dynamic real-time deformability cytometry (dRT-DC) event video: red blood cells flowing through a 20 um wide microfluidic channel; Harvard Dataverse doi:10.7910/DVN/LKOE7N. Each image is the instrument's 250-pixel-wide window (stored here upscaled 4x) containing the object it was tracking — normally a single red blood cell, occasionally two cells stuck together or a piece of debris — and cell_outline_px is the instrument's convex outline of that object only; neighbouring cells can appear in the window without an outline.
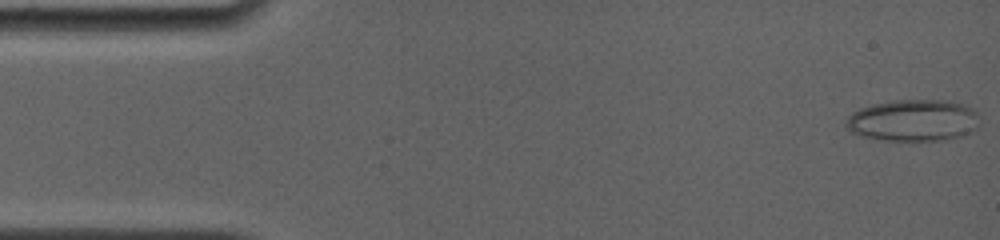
{"species": "common noctule bat (a hibernating species)", "species_latin": "Nyctalus noctula", "temperature_condition": "room temperature", "stored_images_in_passage": 12, "camera_frame_rate_fps": 4000, "um_per_image_px": 0.085, "animal": {"sex": "female", "body_mass_g": 19.0, "forearm_length_mm": 56.7}, "frame": {"image": 1, "passage_image": 1, "time_ms": 0.0, "image_size_px": [1000, 240], "cell_outline_px": [[976, 128], [960, 136], [944, 140], [888, 140], [860, 136], [852, 132], [844, 124], [848, 116], [852, 112], [860, 108], [892, 100], [944, 100], [964, 104], [972, 108], [976, 112]], "centroid_in_image_um": [77.59, 10.22], "position_along_channel_um": 7.4, "area_um2": 32.14}}
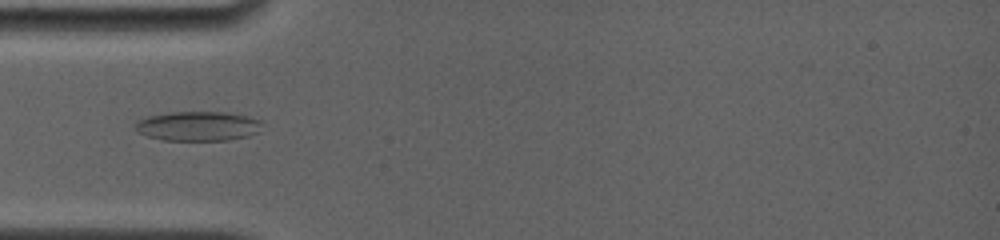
{"frame": {"image": 2, "passage_image": 10, "time_ms": 4.75, "image_size_px": [1000, 240], "cell_outline_px": [[260, 124], [256, 132], [248, 136], [228, 140], [164, 140], [148, 136], [136, 132], [136, 120], [148, 116], [172, 112], [224, 112], [248, 116], [260, 120]], "centroid_in_image_um": [16.78, 10.72], "position_along_channel_um": 68.2, "area_um2": 21.62}}
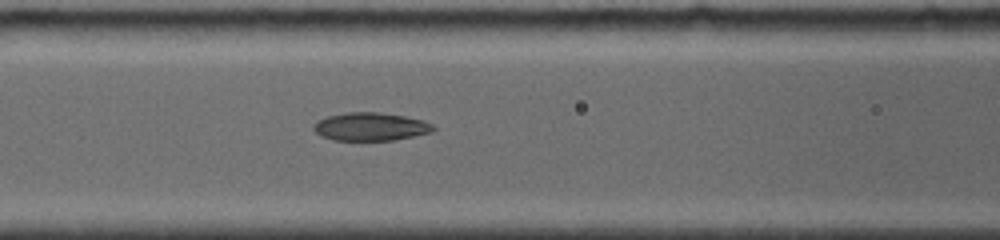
{"frame": {"image": 3, "passage_image": 12, "time_ms": 6.5, "image_size_px": [1000, 240], "cell_outline_px": [[436, 128], [432, 132], [396, 140], [332, 140], [320, 136], [312, 128], [312, 124], [316, 120], [328, 116], [344, 112], [380, 112], [404, 116], [424, 120], [432, 124]], "centroid_in_image_um": [31.47, 10.76], "position_along_channel_um": 135.1, "area_um2": 19.88}}